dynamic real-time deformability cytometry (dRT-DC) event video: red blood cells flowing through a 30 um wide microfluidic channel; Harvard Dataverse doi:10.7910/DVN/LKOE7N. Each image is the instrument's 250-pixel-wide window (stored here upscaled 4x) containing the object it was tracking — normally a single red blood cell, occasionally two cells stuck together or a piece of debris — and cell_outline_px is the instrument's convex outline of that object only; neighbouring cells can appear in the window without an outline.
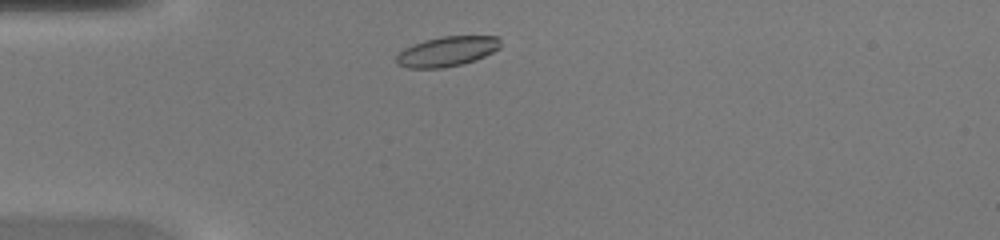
{"species": "common noctule bat (a hibernating species)", "species_latin": "Nyctalus noctula", "temperature_condition": "warm", "stored_images_in_passage": 36, "camera_frame_rate_fps": 3000, "um_per_image_px": 0.085, "animal": {"sex": "female", "body_mass_g": 20.0, "forearm_length_mm": 54.0}, "frame": {"image": 1, "passage_image": 3, "time_ms": 0.667, "image_size_px": [1000, 240], "cell_outline_px": [[500, 48], [476, 60], [444, 68], [408, 68], [396, 64], [396, 56], [404, 48], [412, 44], [424, 40], [444, 36], [500, 36]], "centroid_in_image_um": [37.99, 4.37], "position_along_channel_um": 47.0, "area_um2": 18.21}}
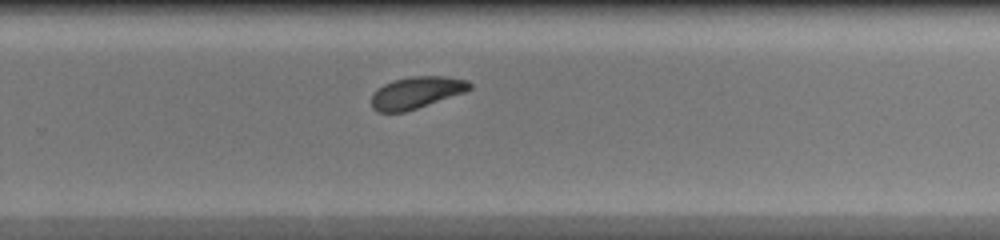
{"frame": {"image": 2, "passage_image": 21, "time_ms": 6.667, "image_size_px": [1000, 240], "cell_outline_px": [[472, 88], [464, 92], [404, 112], [376, 112], [372, 108], [372, 92], [384, 84], [392, 80], [412, 76], [444, 76], [468, 80], [472, 84]], "centroid_in_image_um": [35.37, 7.86], "position_along_channel_um": 294.4, "area_um2": 18.15}}
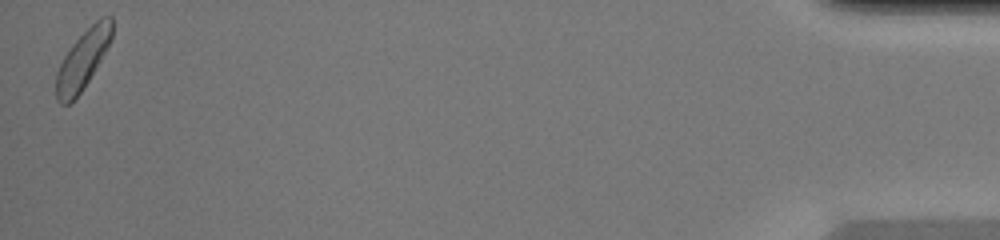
{"frame": {"image": 3, "passage_image": 36, "time_ms": 11.667, "image_size_px": [1000, 240], "cell_outline_px": [[112, 36], [100, 60], [84, 88], [68, 104], [60, 104], [56, 100], [56, 72], [64, 56], [72, 44], [100, 16], [112, 16]], "centroid_in_image_um": [7.01, 5.08], "position_along_channel_um": 428.2, "area_um2": 18.73}}